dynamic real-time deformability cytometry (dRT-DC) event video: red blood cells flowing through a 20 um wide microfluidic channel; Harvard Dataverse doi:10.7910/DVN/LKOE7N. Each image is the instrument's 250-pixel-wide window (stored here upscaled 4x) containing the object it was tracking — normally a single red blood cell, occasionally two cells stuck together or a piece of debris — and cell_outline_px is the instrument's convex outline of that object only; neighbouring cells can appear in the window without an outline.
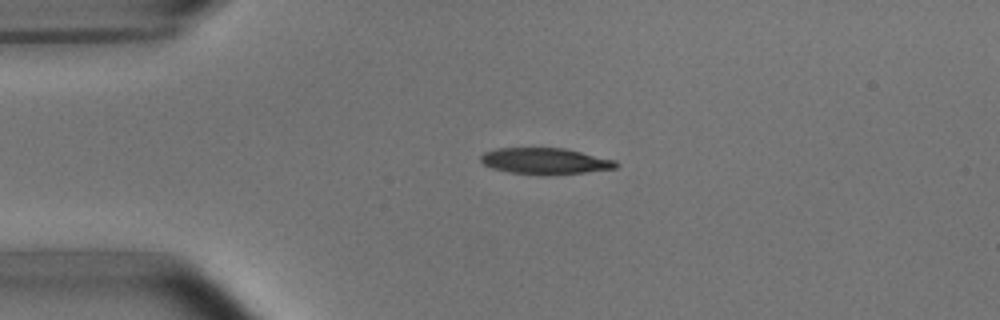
{"species": "common noctule bat (a hibernating species)", "species_latin": "Nyctalus noctula", "temperature_condition": "room temperature", "stored_images_in_passage": 41, "camera_frame_rate_fps": 3000, "um_per_image_px": 0.085, "animal": {"sex": "male", "body_mass_g": 15.6}, "frame": {"image": 1, "passage_image": 1, "time_ms": 0.0, "image_size_px": [1000, 320], "cell_outline_px": [[620, 164], [616, 168], [584, 172], [548, 176], [512, 172], [492, 168], [484, 164], [480, 160], [480, 156], [484, 152], [496, 148], [564, 148], [616, 160]], "centroid_in_image_um": [46.35, 13.69], "position_along_channel_um": 38.7, "area_um2": 20.75}}
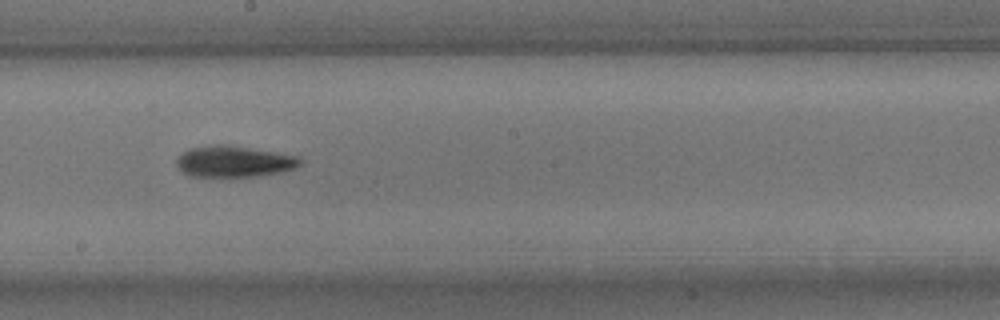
{"frame": {"image": 2, "passage_image": 18, "time_ms": 5.667, "image_size_px": [1000, 320], "cell_outline_px": [[304, 160], [296, 168], [280, 172], [256, 176], [188, 176], [180, 172], [176, 164], [176, 156], [188, 148], [216, 144], [224, 144], [276, 152], [296, 156]], "centroid_in_image_um": [19.83, 13.72], "position_along_channel_um": 228.4, "area_um2": 22.66}}
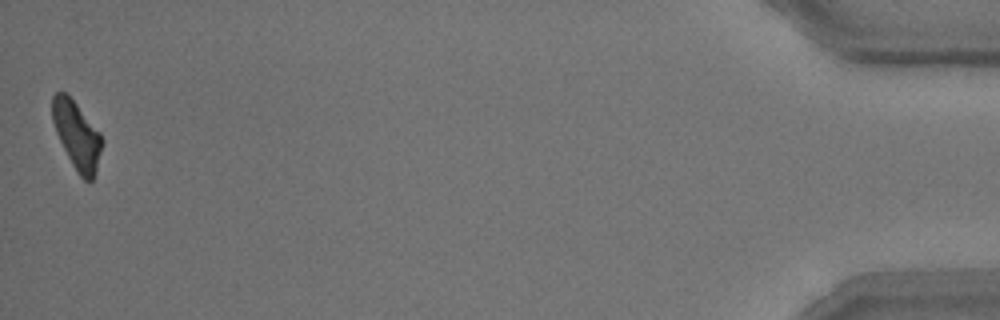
{"frame": {"image": 3, "passage_image": 41, "time_ms": 13.333, "image_size_px": [1000, 320], "cell_outline_px": [[104, 144], [96, 172], [92, 180], [84, 180], [80, 176], [72, 164], [56, 132], [52, 120], [52, 96], [56, 92], [64, 92], [76, 104], [100, 132], [104, 140]], "centroid_in_image_um": [6.56, 11.52], "position_along_channel_um": 428.6, "area_um2": 19.42}, "authors_computed_cell_mechanics": {"area_um2": 21.386, "velocity_mm_per_s": 3.8184, "shape_relaxation_time_tau1_ms": 3.4603, "shape_relaxation_time_tau2_ms": 8.0603, "deformation_change_tau1": 0.158, "deformation_change_tau2": 0.2005}}